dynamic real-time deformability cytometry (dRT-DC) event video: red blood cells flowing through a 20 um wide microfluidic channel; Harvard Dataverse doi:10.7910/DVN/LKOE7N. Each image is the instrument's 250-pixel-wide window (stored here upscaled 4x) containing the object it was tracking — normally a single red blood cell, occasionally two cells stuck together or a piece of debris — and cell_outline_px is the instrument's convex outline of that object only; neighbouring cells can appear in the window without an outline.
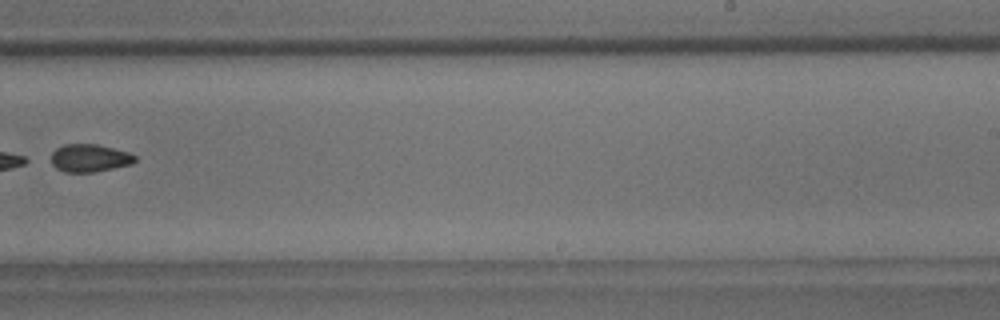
{"species": "common noctule bat (a hibernating species)", "species_latin": "Nyctalus noctula", "temperature_condition": "room temperature", "stored_images_in_passage": 10, "segment_of_instrument_passage": [2, 2], "camera_frame_rate_fps": 3000, "um_per_image_px": 0.085, "animal": {"sex": "male", "body_mass_g": 18.8}, "frame": {"image": 1, "passage_image": 10, "time_ms": 10.333, "image_size_px": [1000, 320], "cell_outline_px": [[136, 160], [132, 164], [92, 172], [64, 172], [56, 168], [52, 164], [52, 152], [56, 148], [64, 144], [96, 144], [128, 152], [136, 156]], "centroid_in_image_um": [7.6, 13.43], "position_along_channel_um": 281.4, "area_um2": 13.47}}